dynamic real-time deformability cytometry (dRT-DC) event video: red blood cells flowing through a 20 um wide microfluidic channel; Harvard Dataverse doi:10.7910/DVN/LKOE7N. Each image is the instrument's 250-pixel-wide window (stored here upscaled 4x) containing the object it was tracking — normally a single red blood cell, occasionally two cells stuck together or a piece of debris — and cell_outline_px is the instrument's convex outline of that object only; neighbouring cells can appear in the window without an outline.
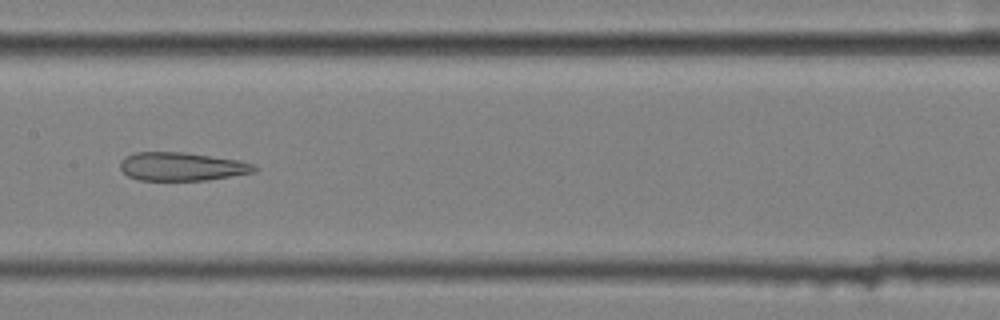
{"species": "common noctule bat (a hibernating species)", "species_latin": "Nyctalus noctula", "temperature_condition": "cold", "stored_images_in_passage": 9, "camera_frame_rate_fps": 3000, "um_per_image_px": 0.085, "animal": {"sex": "female", "body_mass_g": 25.1}, "frame": {"image": 1, "passage_image": 8, "time_ms": 2.333, "image_size_px": [1000, 320], "cell_outline_px": [[260, 168], [256, 172], [208, 180], [140, 180], [128, 176], [120, 168], [120, 160], [124, 156], [136, 152], [184, 152], [240, 160], [256, 164]], "centroid_in_image_um": [15.5, 14.15], "position_along_channel_um": 191.9, "area_um2": 22.48}}
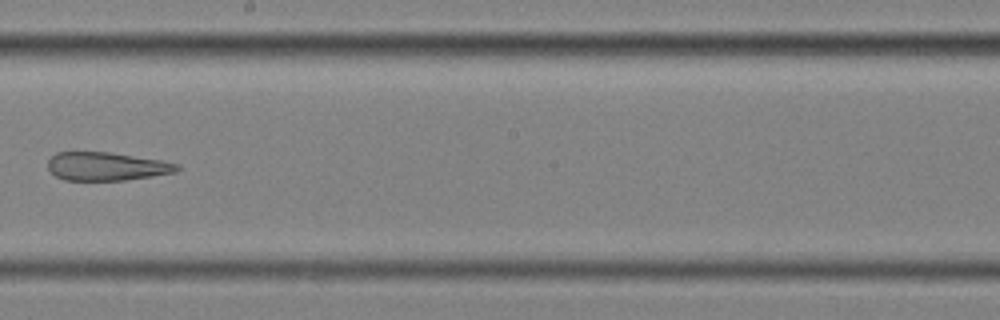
{"frame": {"image": 2, "passage_image": 9, "time_ms": 2.667, "image_size_px": [1000, 320], "cell_outline_px": [[180, 168], [176, 172], [152, 176], [124, 180], [64, 180], [56, 176], [48, 168], [48, 160], [56, 152], [108, 152], [164, 160], [180, 164]], "centroid_in_image_um": [9.09, 14.14], "position_along_channel_um": 239.1, "area_um2": 21.39}}